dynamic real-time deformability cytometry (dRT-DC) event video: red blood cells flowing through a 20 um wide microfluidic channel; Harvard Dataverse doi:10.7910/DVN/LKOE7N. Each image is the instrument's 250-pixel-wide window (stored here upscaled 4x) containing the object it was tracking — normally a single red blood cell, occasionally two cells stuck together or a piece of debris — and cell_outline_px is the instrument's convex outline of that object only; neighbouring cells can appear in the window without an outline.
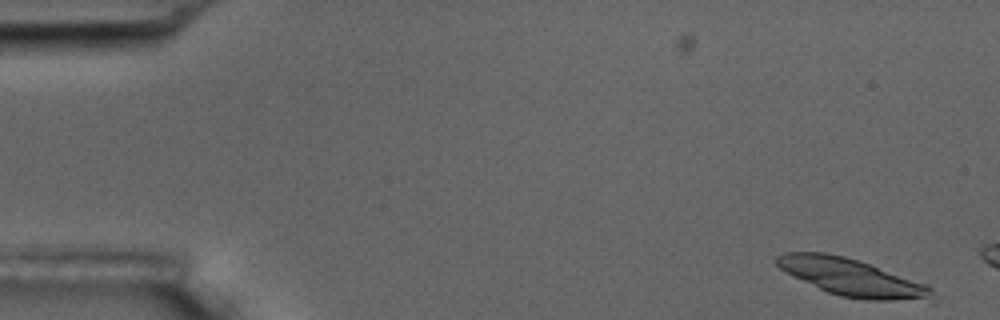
{"species": "common noctule bat (a hibernating species)", "species_latin": "Nyctalus noctula", "temperature_condition": "room temperature", "stored_images_in_passage": 2, "camera_frame_rate_fps": 3000, "um_per_image_px": 0.085, "animal": {"sex": "male", "body_mass_g": 17.5, "forearm_length_mm": 52.3}, "frame": {"image": 1, "passage_image": 2, "time_ms": 1.0, "image_size_px": [1000, 320], "cell_outline_px": [[932, 304], [868, 300], [840, 296], [828, 292], [780, 268], [776, 264], [776, 256], [784, 252], [824, 252], [844, 256], [928, 284], [932, 288]], "centroid_in_image_um": [72.57, 23.63], "position_along_channel_um": 12.4, "area_um2": 33.87}}